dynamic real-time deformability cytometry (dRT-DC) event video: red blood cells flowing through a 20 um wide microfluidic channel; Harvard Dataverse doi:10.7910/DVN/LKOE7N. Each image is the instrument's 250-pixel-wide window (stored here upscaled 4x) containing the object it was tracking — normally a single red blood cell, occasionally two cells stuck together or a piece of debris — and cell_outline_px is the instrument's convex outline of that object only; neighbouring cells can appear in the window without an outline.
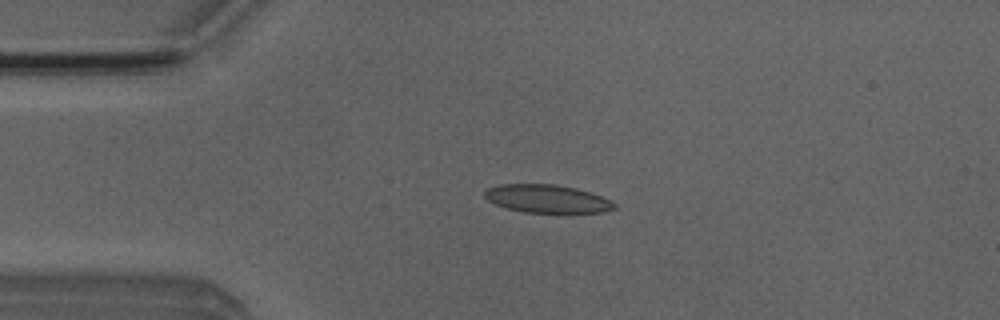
{"species": "Egyptian fruit bat (a non-hibernating species)", "species_latin": "Rousettus aegyptiacus", "temperature_condition": "room temperature", "stored_images_in_passage": 7, "camera_frame_rate_fps": 3000, "um_per_image_px": 0.085, "animal": {"sex": "male"}, "frame": {"image": 1, "passage_image": 3, "time_ms": 2.333, "image_size_px": [1000, 320], "cell_outline_px": [[616, 208], [604, 212], [524, 212], [508, 208], [496, 204], [488, 200], [484, 196], [484, 192], [488, 188], [500, 184], [556, 184], [576, 188], [612, 200], [616, 204]], "centroid_in_image_um": [46.51, 16.88], "position_along_channel_um": 38.5, "area_um2": 21.04}}
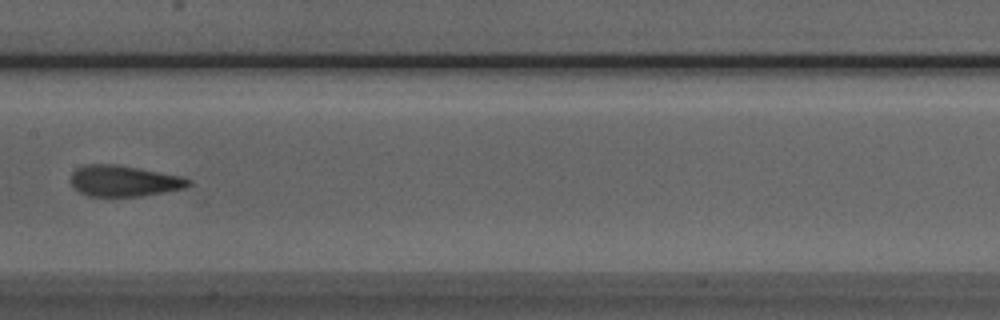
{"frame": {"image": 2, "passage_image": 7, "time_ms": 7.0, "image_size_px": [1000, 320], "cell_outline_px": [[192, 184], [184, 188], [140, 196], [88, 196], [80, 192], [72, 184], [72, 172], [76, 168], [84, 164], [116, 164], [184, 176], [192, 180]], "centroid_in_image_um": [10.57, 15.36], "position_along_channel_um": 196.8, "area_um2": 21.27}}